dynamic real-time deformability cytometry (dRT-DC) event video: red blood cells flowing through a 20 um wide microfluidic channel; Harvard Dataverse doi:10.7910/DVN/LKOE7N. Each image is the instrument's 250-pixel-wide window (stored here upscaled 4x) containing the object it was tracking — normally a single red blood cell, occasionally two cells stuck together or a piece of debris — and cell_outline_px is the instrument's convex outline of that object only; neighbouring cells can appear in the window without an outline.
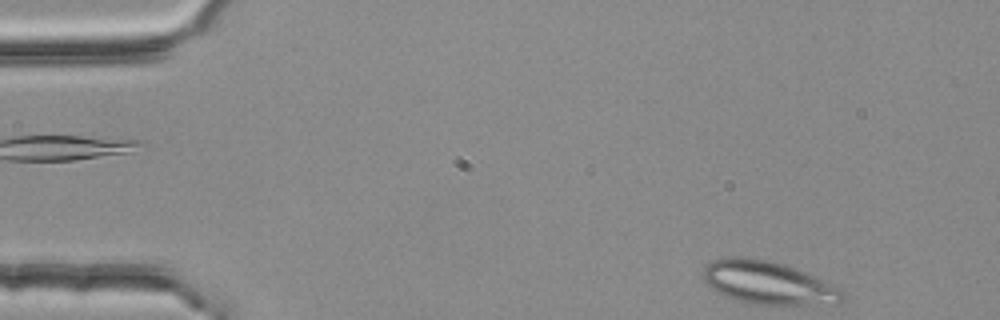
{"species": "common noctule bat (a hibernating species)", "species_latin": "Nyctalus noctula", "temperature_condition": "room temperature", "stored_images_in_passage": 3, "camera_frame_rate_fps": 3000, "um_per_image_px": 0.085, "animal": {"sex": "female", "body_mass_g": 25.1}, "frame": {"image": 1, "passage_image": 1, "time_ms": 0.0, "image_size_px": [1000, 320], "cell_outline_px": [[844, 300], [840, 304], [752, 304], [736, 300], [716, 292], [704, 280], [704, 268], [708, 264], [716, 260], [736, 256], [764, 260], [784, 264], [820, 280], [844, 292]], "centroid_in_image_um": [65.26, 24.06], "position_along_channel_um": 19.7, "area_um2": 33.99}}